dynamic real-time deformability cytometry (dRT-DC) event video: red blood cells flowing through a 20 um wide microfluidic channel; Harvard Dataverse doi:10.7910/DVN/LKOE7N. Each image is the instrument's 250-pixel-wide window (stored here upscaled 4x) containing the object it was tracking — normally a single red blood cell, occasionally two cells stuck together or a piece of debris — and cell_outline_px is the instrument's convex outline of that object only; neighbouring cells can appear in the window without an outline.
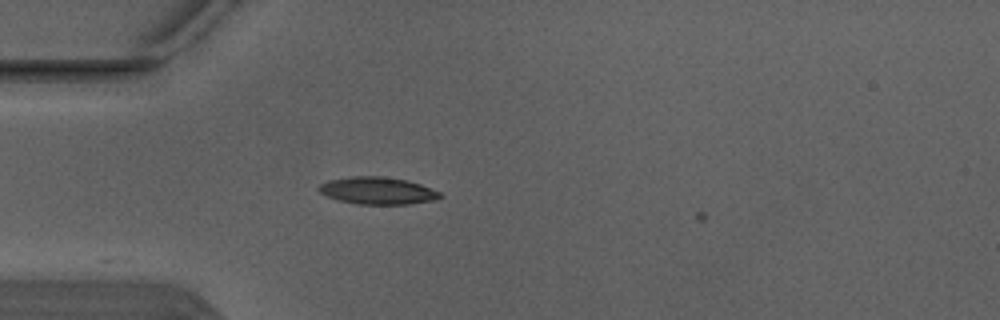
{"species": "Egyptian fruit bat (a non-hibernating species)", "species_latin": "Rousettus aegyptiacus", "temperature_condition": "warm", "stored_images_in_passage": 1, "camera_frame_rate_fps": 3000, "um_per_image_px": 0.085, "animal": {"sex": "male"}, "frame": {"image": 1, "passage_image": 1, "time_ms": 0.0, "image_size_px": [1000, 320], "cell_outline_px": [[444, 196], [436, 200], [408, 204], [360, 204], [340, 200], [328, 196], [320, 192], [316, 188], [320, 184], [328, 180], [352, 176], [384, 176], [408, 180], [420, 184], [440, 192]], "centroid_in_image_um": [32.12, 16.2], "position_along_channel_um": 52.9, "area_um2": 19.25}}